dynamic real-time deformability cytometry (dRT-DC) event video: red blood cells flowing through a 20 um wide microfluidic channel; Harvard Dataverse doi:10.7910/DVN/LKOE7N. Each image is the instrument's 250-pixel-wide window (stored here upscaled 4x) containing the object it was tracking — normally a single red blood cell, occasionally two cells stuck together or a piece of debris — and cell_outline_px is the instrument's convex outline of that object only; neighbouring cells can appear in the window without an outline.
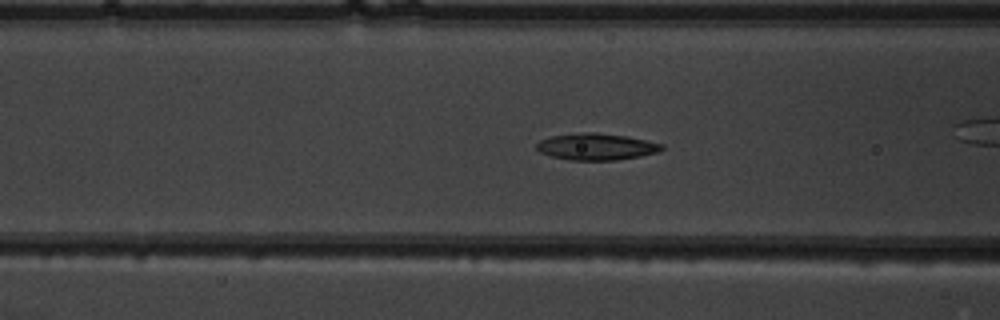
{"species": "common noctule bat (a hibernating species)", "species_latin": "Nyctalus noctula", "temperature_condition": "warm", "stored_images_in_passage": 46, "camera_frame_rate_fps": 3000, "um_per_image_px": 0.085, "animal": {"sex": "male", "body_mass_g": 19.5, "forearm_length_mm": 54.6}, "frame": {"image": 1, "passage_image": 14, "time_ms": 4.333, "image_size_px": [1000, 320], "cell_outline_px": [[664, 148], [660, 152], [640, 156], [616, 160], [568, 160], [552, 156], [540, 152], [536, 148], [536, 144], [540, 140], [552, 136], [584, 132], [596, 132], [628, 136], [664, 144]], "centroid_in_image_um": [50.72, 12.46], "position_along_channel_um": 115.9, "area_um2": 19.54}}
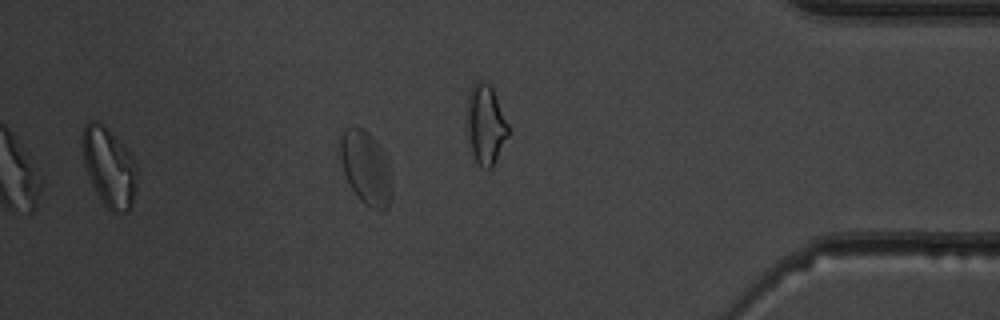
{"frame": {"image": 2, "passage_image": 39, "time_ms": 12.667, "image_size_px": [1000, 320], "cell_outline_px": [[392, 192], [388, 204], [380, 212], [368, 208], [356, 196], [344, 172], [340, 156], [340, 140], [344, 128], [364, 128], [380, 144], [388, 156], [392, 188]], "centroid_in_image_um": [31.13, 14.27], "position_along_channel_um": 404.1, "area_um2": 22.43}, "authors_computed_cell_mechanics": {"area_um2": 19.941, "velocity_mm_per_s": 3.9373, "shape_relaxation_time_tau1_ms": 3.6333, "shape_relaxation_time_tau2_ms": 2.0902, "deformation_change_tau1": 0.1311, "deformation_change_tau2": 0.0854}}